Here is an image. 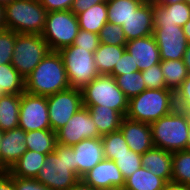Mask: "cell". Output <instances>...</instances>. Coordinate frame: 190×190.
I'll list each match as a JSON object with an SVG mask.
<instances>
[{
	"instance_id": "obj_1",
	"label": "cell",
	"mask_w": 190,
	"mask_h": 190,
	"mask_svg": "<svg viewBox=\"0 0 190 190\" xmlns=\"http://www.w3.org/2000/svg\"><path fill=\"white\" fill-rule=\"evenodd\" d=\"M36 179L51 190L71 188L80 179L77 175L73 147L57 143L54 152L46 155V160Z\"/></svg>"
},
{
	"instance_id": "obj_2",
	"label": "cell",
	"mask_w": 190,
	"mask_h": 190,
	"mask_svg": "<svg viewBox=\"0 0 190 190\" xmlns=\"http://www.w3.org/2000/svg\"><path fill=\"white\" fill-rule=\"evenodd\" d=\"M63 59L58 51H49L25 79V91L49 96L69 89Z\"/></svg>"
},
{
	"instance_id": "obj_3",
	"label": "cell",
	"mask_w": 190,
	"mask_h": 190,
	"mask_svg": "<svg viewBox=\"0 0 190 190\" xmlns=\"http://www.w3.org/2000/svg\"><path fill=\"white\" fill-rule=\"evenodd\" d=\"M149 125L154 147L169 152L186 150L190 113L175 108L170 114Z\"/></svg>"
},
{
	"instance_id": "obj_4",
	"label": "cell",
	"mask_w": 190,
	"mask_h": 190,
	"mask_svg": "<svg viewBox=\"0 0 190 190\" xmlns=\"http://www.w3.org/2000/svg\"><path fill=\"white\" fill-rule=\"evenodd\" d=\"M175 108V96L172 90L146 89L138 96L129 99L125 117L150 124L170 114Z\"/></svg>"
},
{
	"instance_id": "obj_5",
	"label": "cell",
	"mask_w": 190,
	"mask_h": 190,
	"mask_svg": "<svg viewBox=\"0 0 190 190\" xmlns=\"http://www.w3.org/2000/svg\"><path fill=\"white\" fill-rule=\"evenodd\" d=\"M46 14L39 0H14L4 6L5 28L16 33L41 35Z\"/></svg>"
},
{
	"instance_id": "obj_6",
	"label": "cell",
	"mask_w": 190,
	"mask_h": 190,
	"mask_svg": "<svg viewBox=\"0 0 190 190\" xmlns=\"http://www.w3.org/2000/svg\"><path fill=\"white\" fill-rule=\"evenodd\" d=\"M83 106H106L118 111L123 117L128 110L129 99L117 86L111 75L99 74L82 90Z\"/></svg>"
},
{
	"instance_id": "obj_7",
	"label": "cell",
	"mask_w": 190,
	"mask_h": 190,
	"mask_svg": "<svg viewBox=\"0 0 190 190\" xmlns=\"http://www.w3.org/2000/svg\"><path fill=\"white\" fill-rule=\"evenodd\" d=\"M63 59L70 88L82 90L99 73L92 52L82 47L69 45L58 51Z\"/></svg>"
},
{
	"instance_id": "obj_8",
	"label": "cell",
	"mask_w": 190,
	"mask_h": 190,
	"mask_svg": "<svg viewBox=\"0 0 190 190\" xmlns=\"http://www.w3.org/2000/svg\"><path fill=\"white\" fill-rule=\"evenodd\" d=\"M77 15L71 10L52 11L46 14L41 36L47 42L50 51L72 45L79 32Z\"/></svg>"
},
{
	"instance_id": "obj_9",
	"label": "cell",
	"mask_w": 190,
	"mask_h": 190,
	"mask_svg": "<svg viewBox=\"0 0 190 190\" xmlns=\"http://www.w3.org/2000/svg\"><path fill=\"white\" fill-rule=\"evenodd\" d=\"M11 64L26 79L50 51L41 35L16 33Z\"/></svg>"
},
{
	"instance_id": "obj_10",
	"label": "cell",
	"mask_w": 190,
	"mask_h": 190,
	"mask_svg": "<svg viewBox=\"0 0 190 190\" xmlns=\"http://www.w3.org/2000/svg\"><path fill=\"white\" fill-rule=\"evenodd\" d=\"M47 104L51 130L56 133L83 107L82 91L69 88L57 92L47 96Z\"/></svg>"
},
{
	"instance_id": "obj_11",
	"label": "cell",
	"mask_w": 190,
	"mask_h": 190,
	"mask_svg": "<svg viewBox=\"0 0 190 190\" xmlns=\"http://www.w3.org/2000/svg\"><path fill=\"white\" fill-rule=\"evenodd\" d=\"M19 127L25 132L51 129L46 96L21 94Z\"/></svg>"
},
{
	"instance_id": "obj_12",
	"label": "cell",
	"mask_w": 190,
	"mask_h": 190,
	"mask_svg": "<svg viewBox=\"0 0 190 190\" xmlns=\"http://www.w3.org/2000/svg\"><path fill=\"white\" fill-rule=\"evenodd\" d=\"M56 138L60 145L73 146L84 139L100 138V136L91 114L87 107L83 106L56 132Z\"/></svg>"
},
{
	"instance_id": "obj_13",
	"label": "cell",
	"mask_w": 190,
	"mask_h": 190,
	"mask_svg": "<svg viewBox=\"0 0 190 190\" xmlns=\"http://www.w3.org/2000/svg\"><path fill=\"white\" fill-rule=\"evenodd\" d=\"M153 36L158 45L161 60L183 59L188 42L182 27L160 25L153 29Z\"/></svg>"
},
{
	"instance_id": "obj_14",
	"label": "cell",
	"mask_w": 190,
	"mask_h": 190,
	"mask_svg": "<svg viewBox=\"0 0 190 190\" xmlns=\"http://www.w3.org/2000/svg\"><path fill=\"white\" fill-rule=\"evenodd\" d=\"M81 179L97 190L124 187L125 185V179L115 162L105 158L84 174Z\"/></svg>"
},
{
	"instance_id": "obj_15",
	"label": "cell",
	"mask_w": 190,
	"mask_h": 190,
	"mask_svg": "<svg viewBox=\"0 0 190 190\" xmlns=\"http://www.w3.org/2000/svg\"><path fill=\"white\" fill-rule=\"evenodd\" d=\"M26 132L20 128L3 131L0 145V169L8 171L12 165L27 151Z\"/></svg>"
},
{
	"instance_id": "obj_16",
	"label": "cell",
	"mask_w": 190,
	"mask_h": 190,
	"mask_svg": "<svg viewBox=\"0 0 190 190\" xmlns=\"http://www.w3.org/2000/svg\"><path fill=\"white\" fill-rule=\"evenodd\" d=\"M154 8L150 1H144L132 16L123 23L122 29L127 41L153 35Z\"/></svg>"
},
{
	"instance_id": "obj_17",
	"label": "cell",
	"mask_w": 190,
	"mask_h": 190,
	"mask_svg": "<svg viewBox=\"0 0 190 190\" xmlns=\"http://www.w3.org/2000/svg\"><path fill=\"white\" fill-rule=\"evenodd\" d=\"M119 130L131 151L142 155L154 147L151 128L148 123L133 121L124 117Z\"/></svg>"
},
{
	"instance_id": "obj_18",
	"label": "cell",
	"mask_w": 190,
	"mask_h": 190,
	"mask_svg": "<svg viewBox=\"0 0 190 190\" xmlns=\"http://www.w3.org/2000/svg\"><path fill=\"white\" fill-rule=\"evenodd\" d=\"M126 50L132 55L139 71L160 64V51L153 35L127 41Z\"/></svg>"
},
{
	"instance_id": "obj_19",
	"label": "cell",
	"mask_w": 190,
	"mask_h": 190,
	"mask_svg": "<svg viewBox=\"0 0 190 190\" xmlns=\"http://www.w3.org/2000/svg\"><path fill=\"white\" fill-rule=\"evenodd\" d=\"M72 147L80 178L105 158L101 137L84 139Z\"/></svg>"
},
{
	"instance_id": "obj_20",
	"label": "cell",
	"mask_w": 190,
	"mask_h": 190,
	"mask_svg": "<svg viewBox=\"0 0 190 190\" xmlns=\"http://www.w3.org/2000/svg\"><path fill=\"white\" fill-rule=\"evenodd\" d=\"M154 8V28L160 25H177L183 27L190 20V5L185 2L157 6Z\"/></svg>"
},
{
	"instance_id": "obj_21",
	"label": "cell",
	"mask_w": 190,
	"mask_h": 190,
	"mask_svg": "<svg viewBox=\"0 0 190 190\" xmlns=\"http://www.w3.org/2000/svg\"><path fill=\"white\" fill-rule=\"evenodd\" d=\"M141 164L166 183L172 180V152L153 147L141 155Z\"/></svg>"
},
{
	"instance_id": "obj_22",
	"label": "cell",
	"mask_w": 190,
	"mask_h": 190,
	"mask_svg": "<svg viewBox=\"0 0 190 190\" xmlns=\"http://www.w3.org/2000/svg\"><path fill=\"white\" fill-rule=\"evenodd\" d=\"M45 160L46 154L27 150L6 172L10 176L36 179Z\"/></svg>"
},
{
	"instance_id": "obj_23",
	"label": "cell",
	"mask_w": 190,
	"mask_h": 190,
	"mask_svg": "<svg viewBox=\"0 0 190 190\" xmlns=\"http://www.w3.org/2000/svg\"><path fill=\"white\" fill-rule=\"evenodd\" d=\"M84 107H87L91 114L100 137L120 129L124 117L118 111L102 105Z\"/></svg>"
},
{
	"instance_id": "obj_24",
	"label": "cell",
	"mask_w": 190,
	"mask_h": 190,
	"mask_svg": "<svg viewBox=\"0 0 190 190\" xmlns=\"http://www.w3.org/2000/svg\"><path fill=\"white\" fill-rule=\"evenodd\" d=\"M77 18L80 29L99 34L108 22L107 1L95 4L86 11L78 13Z\"/></svg>"
},
{
	"instance_id": "obj_25",
	"label": "cell",
	"mask_w": 190,
	"mask_h": 190,
	"mask_svg": "<svg viewBox=\"0 0 190 190\" xmlns=\"http://www.w3.org/2000/svg\"><path fill=\"white\" fill-rule=\"evenodd\" d=\"M21 94H6L0 98V130L19 127Z\"/></svg>"
},
{
	"instance_id": "obj_26",
	"label": "cell",
	"mask_w": 190,
	"mask_h": 190,
	"mask_svg": "<svg viewBox=\"0 0 190 190\" xmlns=\"http://www.w3.org/2000/svg\"><path fill=\"white\" fill-rule=\"evenodd\" d=\"M126 50V46L101 44L94 52V61L99 74L110 75Z\"/></svg>"
},
{
	"instance_id": "obj_27",
	"label": "cell",
	"mask_w": 190,
	"mask_h": 190,
	"mask_svg": "<svg viewBox=\"0 0 190 190\" xmlns=\"http://www.w3.org/2000/svg\"><path fill=\"white\" fill-rule=\"evenodd\" d=\"M166 182L154 175L149 169L141 166L125 179L127 190H164Z\"/></svg>"
},
{
	"instance_id": "obj_28",
	"label": "cell",
	"mask_w": 190,
	"mask_h": 190,
	"mask_svg": "<svg viewBox=\"0 0 190 190\" xmlns=\"http://www.w3.org/2000/svg\"><path fill=\"white\" fill-rule=\"evenodd\" d=\"M25 79L11 63L0 65V98L6 94H22Z\"/></svg>"
},
{
	"instance_id": "obj_29",
	"label": "cell",
	"mask_w": 190,
	"mask_h": 190,
	"mask_svg": "<svg viewBox=\"0 0 190 190\" xmlns=\"http://www.w3.org/2000/svg\"><path fill=\"white\" fill-rule=\"evenodd\" d=\"M25 144L27 150L48 155L55 150L57 144L56 133L51 129L26 132Z\"/></svg>"
},
{
	"instance_id": "obj_30",
	"label": "cell",
	"mask_w": 190,
	"mask_h": 190,
	"mask_svg": "<svg viewBox=\"0 0 190 190\" xmlns=\"http://www.w3.org/2000/svg\"><path fill=\"white\" fill-rule=\"evenodd\" d=\"M145 0H107L108 22L123 25Z\"/></svg>"
},
{
	"instance_id": "obj_31",
	"label": "cell",
	"mask_w": 190,
	"mask_h": 190,
	"mask_svg": "<svg viewBox=\"0 0 190 190\" xmlns=\"http://www.w3.org/2000/svg\"><path fill=\"white\" fill-rule=\"evenodd\" d=\"M160 66L165 78L167 89L175 91L181 86L188 77L186 65L181 60H161Z\"/></svg>"
},
{
	"instance_id": "obj_32",
	"label": "cell",
	"mask_w": 190,
	"mask_h": 190,
	"mask_svg": "<svg viewBox=\"0 0 190 190\" xmlns=\"http://www.w3.org/2000/svg\"><path fill=\"white\" fill-rule=\"evenodd\" d=\"M173 182L190 186V152L186 150L172 152Z\"/></svg>"
},
{
	"instance_id": "obj_33",
	"label": "cell",
	"mask_w": 190,
	"mask_h": 190,
	"mask_svg": "<svg viewBox=\"0 0 190 190\" xmlns=\"http://www.w3.org/2000/svg\"><path fill=\"white\" fill-rule=\"evenodd\" d=\"M105 159L115 161L117 156L127 153L130 149L120 130L101 137Z\"/></svg>"
},
{
	"instance_id": "obj_34",
	"label": "cell",
	"mask_w": 190,
	"mask_h": 190,
	"mask_svg": "<svg viewBox=\"0 0 190 190\" xmlns=\"http://www.w3.org/2000/svg\"><path fill=\"white\" fill-rule=\"evenodd\" d=\"M115 80L128 99L138 96L147 89L141 71L116 76Z\"/></svg>"
},
{
	"instance_id": "obj_35",
	"label": "cell",
	"mask_w": 190,
	"mask_h": 190,
	"mask_svg": "<svg viewBox=\"0 0 190 190\" xmlns=\"http://www.w3.org/2000/svg\"><path fill=\"white\" fill-rule=\"evenodd\" d=\"M98 36L101 44L126 46L127 43L122 26L110 22L104 25Z\"/></svg>"
},
{
	"instance_id": "obj_36",
	"label": "cell",
	"mask_w": 190,
	"mask_h": 190,
	"mask_svg": "<svg viewBox=\"0 0 190 190\" xmlns=\"http://www.w3.org/2000/svg\"><path fill=\"white\" fill-rule=\"evenodd\" d=\"M117 167L120 169L124 179L131 176L136 170H138L141 164V154L129 150L127 153L117 156L114 161Z\"/></svg>"
},
{
	"instance_id": "obj_37",
	"label": "cell",
	"mask_w": 190,
	"mask_h": 190,
	"mask_svg": "<svg viewBox=\"0 0 190 190\" xmlns=\"http://www.w3.org/2000/svg\"><path fill=\"white\" fill-rule=\"evenodd\" d=\"M16 32L12 30L0 31V65L11 63Z\"/></svg>"
},
{
	"instance_id": "obj_38",
	"label": "cell",
	"mask_w": 190,
	"mask_h": 190,
	"mask_svg": "<svg viewBox=\"0 0 190 190\" xmlns=\"http://www.w3.org/2000/svg\"><path fill=\"white\" fill-rule=\"evenodd\" d=\"M141 74L147 89L167 88L160 64H155L150 68L141 71Z\"/></svg>"
},
{
	"instance_id": "obj_39",
	"label": "cell",
	"mask_w": 190,
	"mask_h": 190,
	"mask_svg": "<svg viewBox=\"0 0 190 190\" xmlns=\"http://www.w3.org/2000/svg\"><path fill=\"white\" fill-rule=\"evenodd\" d=\"M72 45L82 47L94 53L100 45L99 36L96 33L79 29Z\"/></svg>"
},
{
	"instance_id": "obj_40",
	"label": "cell",
	"mask_w": 190,
	"mask_h": 190,
	"mask_svg": "<svg viewBox=\"0 0 190 190\" xmlns=\"http://www.w3.org/2000/svg\"><path fill=\"white\" fill-rule=\"evenodd\" d=\"M174 96L176 109L190 113V74L175 91Z\"/></svg>"
},
{
	"instance_id": "obj_41",
	"label": "cell",
	"mask_w": 190,
	"mask_h": 190,
	"mask_svg": "<svg viewBox=\"0 0 190 190\" xmlns=\"http://www.w3.org/2000/svg\"><path fill=\"white\" fill-rule=\"evenodd\" d=\"M136 71H139L138 65L134 63L132 55L127 50H125L118 63L115 64L113 72L110 75L115 78L116 76Z\"/></svg>"
},
{
	"instance_id": "obj_42",
	"label": "cell",
	"mask_w": 190,
	"mask_h": 190,
	"mask_svg": "<svg viewBox=\"0 0 190 190\" xmlns=\"http://www.w3.org/2000/svg\"><path fill=\"white\" fill-rule=\"evenodd\" d=\"M13 183L16 190H51L35 178H20L13 176Z\"/></svg>"
},
{
	"instance_id": "obj_43",
	"label": "cell",
	"mask_w": 190,
	"mask_h": 190,
	"mask_svg": "<svg viewBox=\"0 0 190 190\" xmlns=\"http://www.w3.org/2000/svg\"><path fill=\"white\" fill-rule=\"evenodd\" d=\"M74 0H39L47 13L52 11L70 10Z\"/></svg>"
},
{
	"instance_id": "obj_44",
	"label": "cell",
	"mask_w": 190,
	"mask_h": 190,
	"mask_svg": "<svg viewBox=\"0 0 190 190\" xmlns=\"http://www.w3.org/2000/svg\"><path fill=\"white\" fill-rule=\"evenodd\" d=\"M107 0H74L71 7V11L77 15L83 11H86L95 4L106 2Z\"/></svg>"
},
{
	"instance_id": "obj_45",
	"label": "cell",
	"mask_w": 190,
	"mask_h": 190,
	"mask_svg": "<svg viewBox=\"0 0 190 190\" xmlns=\"http://www.w3.org/2000/svg\"><path fill=\"white\" fill-rule=\"evenodd\" d=\"M0 190H16L13 183V176H10L7 172L0 174Z\"/></svg>"
},
{
	"instance_id": "obj_46",
	"label": "cell",
	"mask_w": 190,
	"mask_h": 190,
	"mask_svg": "<svg viewBox=\"0 0 190 190\" xmlns=\"http://www.w3.org/2000/svg\"><path fill=\"white\" fill-rule=\"evenodd\" d=\"M164 190H190V186L170 181L166 183Z\"/></svg>"
},
{
	"instance_id": "obj_47",
	"label": "cell",
	"mask_w": 190,
	"mask_h": 190,
	"mask_svg": "<svg viewBox=\"0 0 190 190\" xmlns=\"http://www.w3.org/2000/svg\"><path fill=\"white\" fill-rule=\"evenodd\" d=\"M68 190H97L96 188L85 183L81 178Z\"/></svg>"
},
{
	"instance_id": "obj_48",
	"label": "cell",
	"mask_w": 190,
	"mask_h": 190,
	"mask_svg": "<svg viewBox=\"0 0 190 190\" xmlns=\"http://www.w3.org/2000/svg\"><path fill=\"white\" fill-rule=\"evenodd\" d=\"M183 62L186 65L188 74H190V44H188L187 49L184 52Z\"/></svg>"
},
{
	"instance_id": "obj_49",
	"label": "cell",
	"mask_w": 190,
	"mask_h": 190,
	"mask_svg": "<svg viewBox=\"0 0 190 190\" xmlns=\"http://www.w3.org/2000/svg\"><path fill=\"white\" fill-rule=\"evenodd\" d=\"M181 1H185V0H152L151 3L152 5L164 6V5L174 4Z\"/></svg>"
},
{
	"instance_id": "obj_50",
	"label": "cell",
	"mask_w": 190,
	"mask_h": 190,
	"mask_svg": "<svg viewBox=\"0 0 190 190\" xmlns=\"http://www.w3.org/2000/svg\"><path fill=\"white\" fill-rule=\"evenodd\" d=\"M4 6L0 5V31L5 30Z\"/></svg>"
},
{
	"instance_id": "obj_51",
	"label": "cell",
	"mask_w": 190,
	"mask_h": 190,
	"mask_svg": "<svg viewBox=\"0 0 190 190\" xmlns=\"http://www.w3.org/2000/svg\"><path fill=\"white\" fill-rule=\"evenodd\" d=\"M188 44H190V20L182 27Z\"/></svg>"
},
{
	"instance_id": "obj_52",
	"label": "cell",
	"mask_w": 190,
	"mask_h": 190,
	"mask_svg": "<svg viewBox=\"0 0 190 190\" xmlns=\"http://www.w3.org/2000/svg\"><path fill=\"white\" fill-rule=\"evenodd\" d=\"M102 190H127L125 187H111Z\"/></svg>"
},
{
	"instance_id": "obj_53",
	"label": "cell",
	"mask_w": 190,
	"mask_h": 190,
	"mask_svg": "<svg viewBox=\"0 0 190 190\" xmlns=\"http://www.w3.org/2000/svg\"><path fill=\"white\" fill-rule=\"evenodd\" d=\"M13 1H14V0H0V5L5 6V5H7V4L12 3Z\"/></svg>"
},
{
	"instance_id": "obj_54",
	"label": "cell",
	"mask_w": 190,
	"mask_h": 190,
	"mask_svg": "<svg viewBox=\"0 0 190 190\" xmlns=\"http://www.w3.org/2000/svg\"><path fill=\"white\" fill-rule=\"evenodd\" d=\"M186 151L190 152V126H189V136H188V143H187V146H186Z\"/></svg>"
},
{
	"instance_id": "obj_55",
	"label": "cell",
	"mask_w": 190,
	"mask_h": 190,
	"mask_svg": "<svg viewBox=\"0 0 190 190\" xmlns=\"http://www.w3.org/2000/svg\"><path fill=\"white\" fill-rule=\"evenodd\" d=\"M2 138H3V131L0 130V145H1Z\"/></svg>"
},
{
	"instance_id": "obj_56",
	"label": "cell",
	"mask_w": 190,
	"mask_h": 190,
	"mask_svg": "<svg viewBox=\"0 0 190 190\" xmlns=\"http://www.w3.org/2000/svg\"><path fill=\"white\" fill-rule=\"evenodd\" d=\"M185 2H187L190 5V0H185Z\"/></svg>"
}]
</instances>
